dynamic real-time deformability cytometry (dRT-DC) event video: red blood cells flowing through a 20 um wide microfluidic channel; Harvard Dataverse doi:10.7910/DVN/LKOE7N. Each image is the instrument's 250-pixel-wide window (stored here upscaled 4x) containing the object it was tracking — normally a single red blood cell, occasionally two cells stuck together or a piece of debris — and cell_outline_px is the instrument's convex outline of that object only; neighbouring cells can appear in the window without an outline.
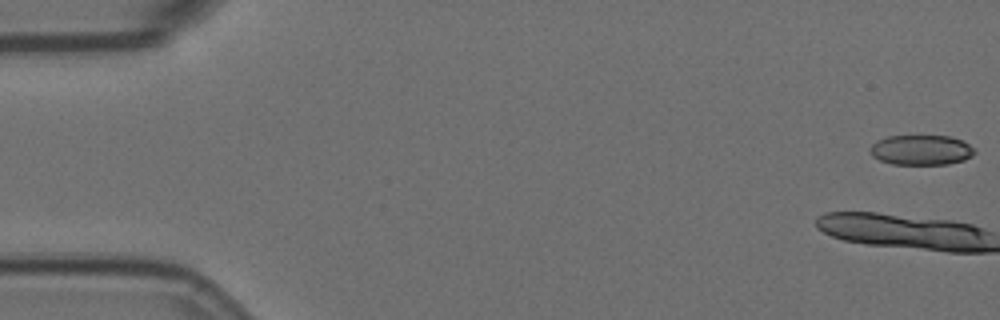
{"species": "Egyptian fruit bat (a non-hibernating species)", "species_latin": "Rousettus aegyptiacus", "temperature_condition": "room temperature", "stored_images_in_passage": 13, "camera_frame_rate_fps": 3000, "um_per_image_px": 0.085, "animal": {"sex": "female"}, "frame": {"image": 1, "passage_image": 1, "time_ms": 0.0, "image_size_px": [1000, 320], "cell_outline_px": [[976, 152], [972, 156], [964, 160], [948, 164], [892, 164], [880, 160], [872, 156], [868, 148], [876, 140], [888, 136], [948, 136], [960, 140], [968, 144]], "centroid_in_image_um": [78.26, 12.75], "position_along_channel_um": 6.7, "area_um2": 18.26}}